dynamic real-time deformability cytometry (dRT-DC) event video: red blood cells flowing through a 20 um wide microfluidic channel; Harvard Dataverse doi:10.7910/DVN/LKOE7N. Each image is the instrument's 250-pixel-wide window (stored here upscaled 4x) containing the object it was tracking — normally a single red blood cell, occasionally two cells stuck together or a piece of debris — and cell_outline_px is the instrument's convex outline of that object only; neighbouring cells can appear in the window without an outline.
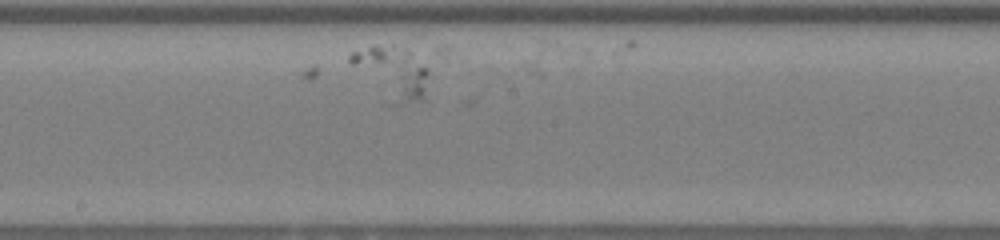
{"species": "human", "species_latin": "Homo sapiens", "temperature_condition": "warm", "stored_images_in_passage": 18, "camera_frame_rate_fps": 3000, "um_per_image_px": 0.085, "donor": {"sex": "female"}, "frame": {"image": 1, "passage_image": 16, "time_ms": 5.0, "image_size_px": [1000, 240], "cell_outline_px": [[428, 72], [424, 96], [420, 100], [400, 104], [388, 104], [348, 64], [348, 56], [352, 52], [372, 44], [392, 44], [408, 52]], "centroid_in_image_um": [33.18, 6.18], "position_along_channel_um": 215.0, "area_um2": 23.93}}